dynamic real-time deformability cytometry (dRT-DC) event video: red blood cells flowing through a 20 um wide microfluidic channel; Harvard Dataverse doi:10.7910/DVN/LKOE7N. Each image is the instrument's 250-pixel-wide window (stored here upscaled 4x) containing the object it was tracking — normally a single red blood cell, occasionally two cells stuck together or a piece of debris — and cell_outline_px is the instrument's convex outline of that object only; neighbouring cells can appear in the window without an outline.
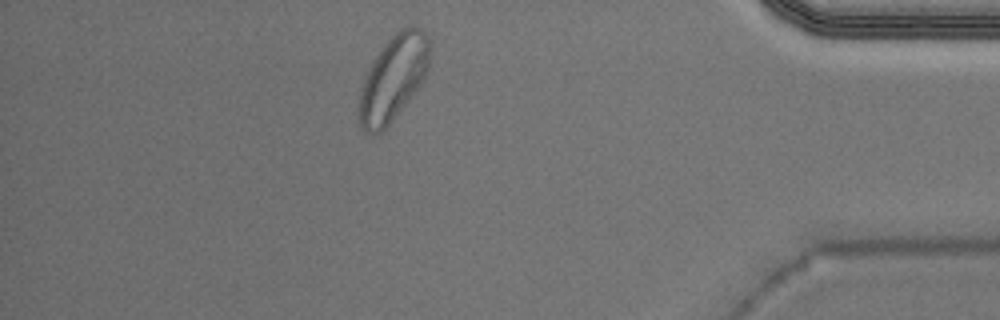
{"species": "Egyptian fruit bat (a non-hibernating species)", "species_latin": "Rousettus aegyptiacus", "temperature_condition": "warm", "stored_images_in_passage": 38, "camera_frame_rate_fps": 3000, "um_per_image_px": 0.085, "animal": {"sex": "male"}, "frame": {"image": 1, "passage_image": 33, "time_ms": 10.667, "image_size_px": [1000, 320], "cell_outline_px": [[432, 40], [428, 68], [416, 92], [392, 120], [380, 132], [372, 136], [360, 124], [360, 92], [364, 80], [376, 56], [384, 44], [400, 28], [408, 24], [420, 28]], "centroid_in_image_um": [33.49, 6.58], "position_along_channel_um": 401.7, "area_um2": 34.68}}